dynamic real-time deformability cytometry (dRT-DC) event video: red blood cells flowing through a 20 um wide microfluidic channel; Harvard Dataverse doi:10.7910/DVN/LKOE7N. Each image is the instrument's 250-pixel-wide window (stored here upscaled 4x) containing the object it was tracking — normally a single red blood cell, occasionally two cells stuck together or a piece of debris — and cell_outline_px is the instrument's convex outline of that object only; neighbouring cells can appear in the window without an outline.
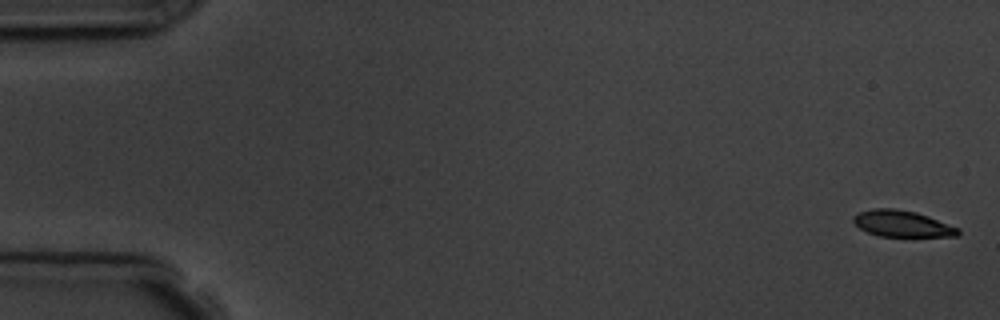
{"species": "common noctule bat (a hibernating species)", "species_latin": "Nyctalus noctula", "temperature_condition": "room temperature", "stored_images_in_passage": 6, "camera_frame_rate_fps": 3000, "um_per_image_px": 0.085, "animal": {"sex": "male", "body_mass_g": 19.5, "forearm_length_mm": 54.6}, "frame": {"image": 1, "passage_image": 1, "time_ms": 0.0, "image_size_px": [1000, 320], "cell_outline_px": [[960, 232], [956, 236], [876, 236], [860, 228], [852, 220], [852, 216], [860, 212], [872, 208], [896, 208], [916, 212], [928, 216], [960, 228]], "centroid_in_image_um": [76.67, 19.0], "position_along_channel_um": 8.3, "area_um2": 16.07}}